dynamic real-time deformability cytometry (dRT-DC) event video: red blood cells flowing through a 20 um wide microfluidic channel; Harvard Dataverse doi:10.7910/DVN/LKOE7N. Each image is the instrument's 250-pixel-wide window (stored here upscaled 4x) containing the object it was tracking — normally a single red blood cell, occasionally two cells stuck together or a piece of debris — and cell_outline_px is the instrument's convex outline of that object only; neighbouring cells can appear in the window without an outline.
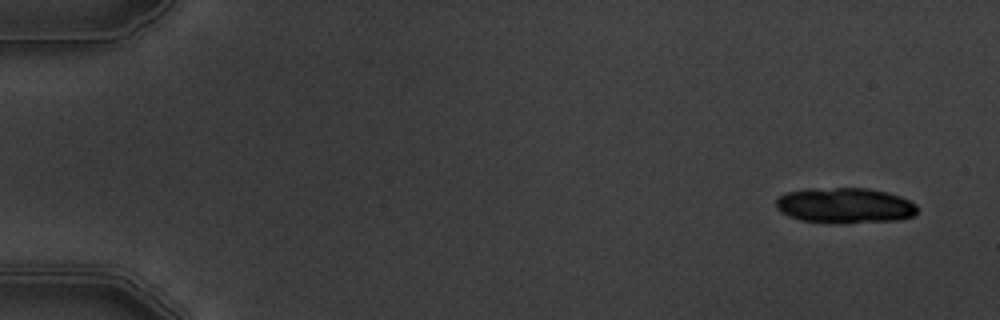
{"species": "common noctule bat (a hibernating species)", "species_latin": "Nyctalus noctula", "temperature_condition": "warm", "stored_images_in_passage": 6, "camera_frame_rate_fps": 3000, "um_per_image_px": 0.085, "animal": {"sex": "male", "body_mass_g": 19.5, "forearm_length_mm": 54.6}, "frame": {"image": 1, "passage_image": 1, "time_ms": 0.0, "image_size_px": [1000, 320], "cell_outline_px": [[916, 212], [912, 216], [900, 220], [800, 220], [788, 216], [780, 212], [776, 208], [776, 196], [784, 192], [808, 188], [868, 188], [888, 192], [900, 196], [916, 204]], "centroid_in_image_um": [71.75, 17.4], "position_along_channel_um": 13.2, "area_um2": 28.32}}